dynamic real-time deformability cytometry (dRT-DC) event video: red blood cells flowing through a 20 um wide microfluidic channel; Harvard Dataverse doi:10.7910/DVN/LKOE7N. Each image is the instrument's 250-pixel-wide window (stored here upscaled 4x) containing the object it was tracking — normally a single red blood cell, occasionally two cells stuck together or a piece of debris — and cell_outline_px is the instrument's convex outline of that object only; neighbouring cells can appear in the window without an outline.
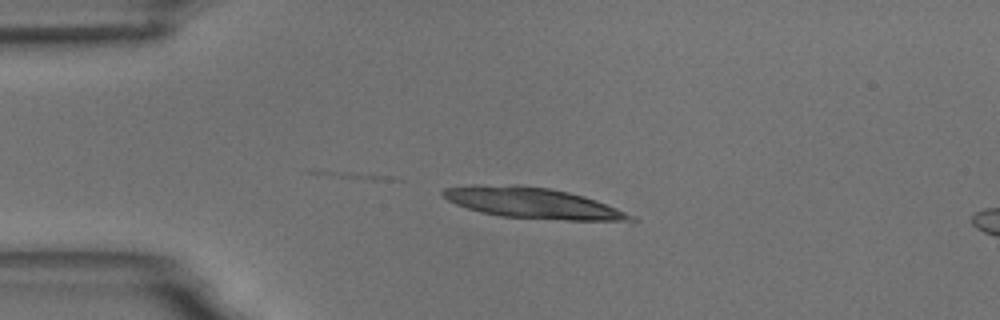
{"species": "common noctule bat (a hibernating species)", "species_latin": "Nyctalus noctula", "temperature_condition": "room temperature", "stored_images_in_passage": 15, "camera_frame_rate_fps": 3000, "um_per_image_px": 0.085, "animal": {"sex": "male", "body_mass_g": 18.8}, "frame": {"image": 1, "passage_image": 12, "time_ms": 3.667, "image_size_px": [1000, 320], "cell_outline_px": [[640, 220], [636, 224], [632, 224], [500, 216], [480, 212], [456, 204], [448, 200], [440, 192], [444, 188], [472, 184], [516, 184], [548, 188], [568, 192], [584, 196], [596, 200], [616, 208]], "centroid_in_image_um": [45.41, 17.28], "position_along_channel_um": 39.6, "area_um2": 34.45}}